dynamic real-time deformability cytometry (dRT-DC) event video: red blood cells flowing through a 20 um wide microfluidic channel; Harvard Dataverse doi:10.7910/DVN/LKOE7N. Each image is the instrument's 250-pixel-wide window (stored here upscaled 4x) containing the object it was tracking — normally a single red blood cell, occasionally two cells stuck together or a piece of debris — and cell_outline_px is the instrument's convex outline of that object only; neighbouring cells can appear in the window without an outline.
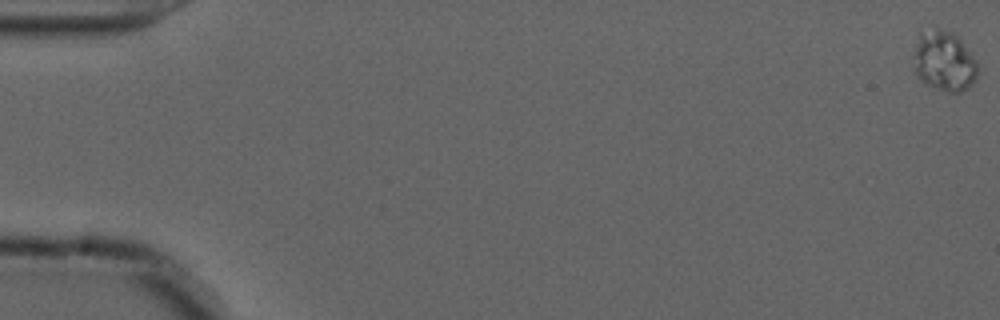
{"species": "common noctule bat (a hibernating species)", "species_latin": "Nyctalus noctula", "temperature_condition": "cold", "stored_images_in_passage": 13, "camera_frame_rate_fps": 3000, "um_per_image_px": 0.085, "animal": {"sex": "male", "forearm_length_mm": 52.5}, "frame": {"image": 1, "passage_image": 1, "time_ms": 0.0, "image_size_px": [1000, 320], "cell_outline_px": [[976, 80], [968, 88], [960, 92], [948, 92], [928, 84], [916, 72], [916, 48], [920, 32], [936, 28], [952, 32], [960, 40], [976, 60]], "centroid_in_image_um": [80.3, 5.19], "position_along_channel_um": 4.7, "area_um2": 21.56}}